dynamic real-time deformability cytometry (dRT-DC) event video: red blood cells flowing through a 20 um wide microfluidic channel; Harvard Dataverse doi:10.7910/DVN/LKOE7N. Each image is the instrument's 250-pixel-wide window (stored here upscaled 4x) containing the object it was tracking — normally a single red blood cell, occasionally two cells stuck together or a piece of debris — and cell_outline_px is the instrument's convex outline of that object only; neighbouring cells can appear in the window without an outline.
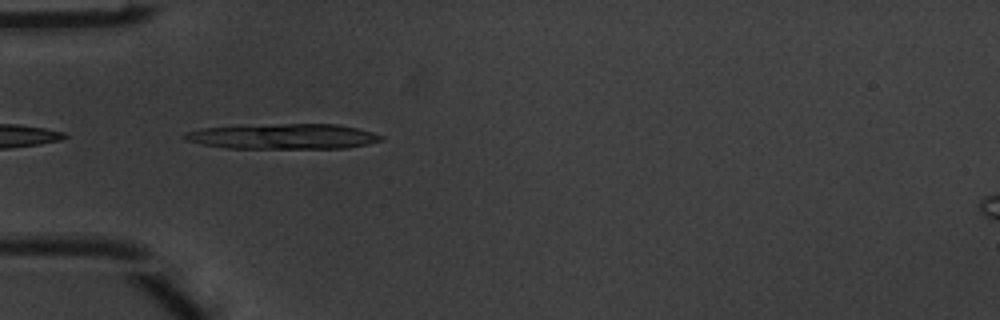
{"species": "common noctule bat (a hibernating species)", "species_latin": "Nyctalus noctula", "temperature_condition": "warm", "stored_images_in_passage": 5, "camera_frame_rate_fps": 3000, "um_per_image_px": 0.085, "animal": {"sex": "male", "body_mass_g": 20.1, "forearm_length_mm": 53.5}, "frame": {"image": 1, "passage_image": 4, "time_ms": 1.0, "image_size_px": [1000, 320], "cell_outline_px": [[384, 140], [368, 144], [344, 148], [224, 148], [184, 140], [184, 132], [200, 128], [280, 124], [340, 124], [372, 132], [384, 136]], "centroid_in_image_um": [24.1, 11.6], "position_along_channel_um": 60.9, "area_um2": 28.84}}